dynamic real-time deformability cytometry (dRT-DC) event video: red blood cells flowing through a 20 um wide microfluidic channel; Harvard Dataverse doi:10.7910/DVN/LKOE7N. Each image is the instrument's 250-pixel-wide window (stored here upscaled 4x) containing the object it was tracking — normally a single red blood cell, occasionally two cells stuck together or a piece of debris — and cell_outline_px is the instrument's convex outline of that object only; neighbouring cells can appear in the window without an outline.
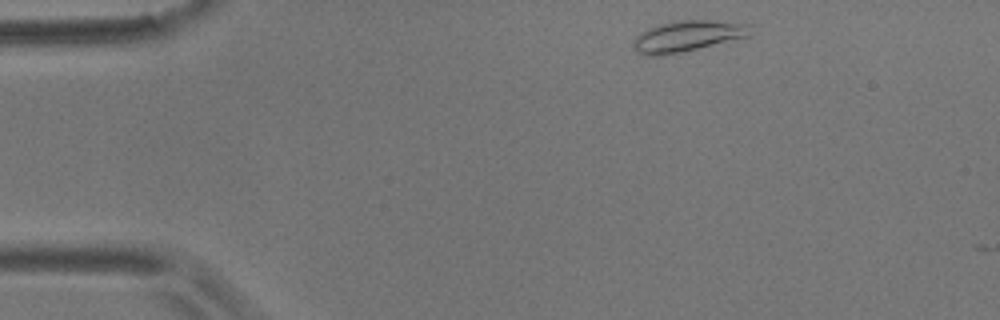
{"species": "common noctule bat (a hibernating species)", "species_latin": "Nyctalus noctula", "temperature_condition": "room temperature", "stored_images_in_passage": 2, "camera_frame_rate_fps": 3000, "um_per_image_px": 0.085, "animal": {"sex": "male", "body_mass_g": 17.9}, "frame": {"image": 1, "passage_image": 1, "time_ms": 0.0, "image_size_px": [1000, 320], "cell_outline_px": [[752, 36], [664, 56], [644, 56], [636, 52], [632, 48], [632, 40], [640, 32], [648, 28], [660, 24], [676, 20], [708, 20], [752, 24]], "centroid_in_image_um": [58.42, 3.08], "position_along_channel_um": 26.6, "area_um2": 21.68}}